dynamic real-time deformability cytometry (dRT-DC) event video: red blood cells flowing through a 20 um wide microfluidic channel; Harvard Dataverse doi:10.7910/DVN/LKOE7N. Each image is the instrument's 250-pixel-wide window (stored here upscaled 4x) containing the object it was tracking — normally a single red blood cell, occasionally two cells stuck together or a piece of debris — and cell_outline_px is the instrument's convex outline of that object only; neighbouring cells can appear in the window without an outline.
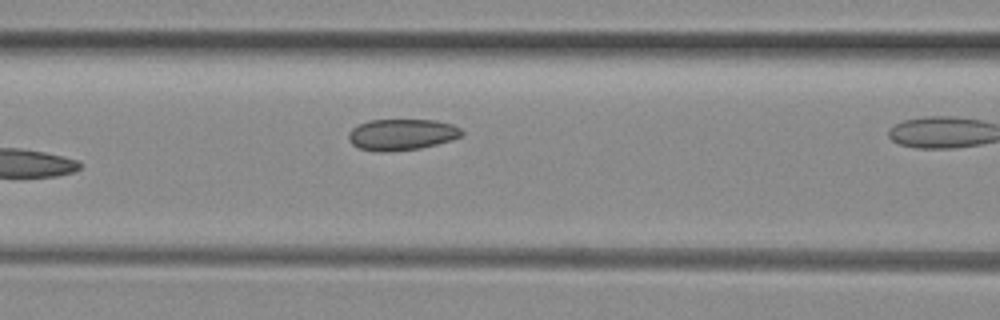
{"species": "common noctule bat (a hibernating species)", "species_latin": "Nyctalus noctula", "temperature_condition": "room temperature", "stored_images_in_passage": 7, "segment_of_instrument_passage": [1, 2], "camera_frame_rate_fps": 3000, "um_per_image_px": 0.085, "animal": {"sex": "female", "body_mass_g": 29.2, "forearm_length_mm": 56.3}, "frame": {"image": 1, "passage_image": 6, "time_ms": 1.667, "image_size_px": [1000, 320], "cell_outline_px": [[464, 132], [460, 136], [452, 140], [420, 148], [380, 152], [376, 152], [360, 148], [352, 144], [348, 140], [348, 132], [352, 128], [368, 120], [436, 120], [452, 124], [460, 128]], "centroid_in_image_um": [34.13, 11.43], "position_along_channel_um": 132.5, "area_um2": 20.58}}